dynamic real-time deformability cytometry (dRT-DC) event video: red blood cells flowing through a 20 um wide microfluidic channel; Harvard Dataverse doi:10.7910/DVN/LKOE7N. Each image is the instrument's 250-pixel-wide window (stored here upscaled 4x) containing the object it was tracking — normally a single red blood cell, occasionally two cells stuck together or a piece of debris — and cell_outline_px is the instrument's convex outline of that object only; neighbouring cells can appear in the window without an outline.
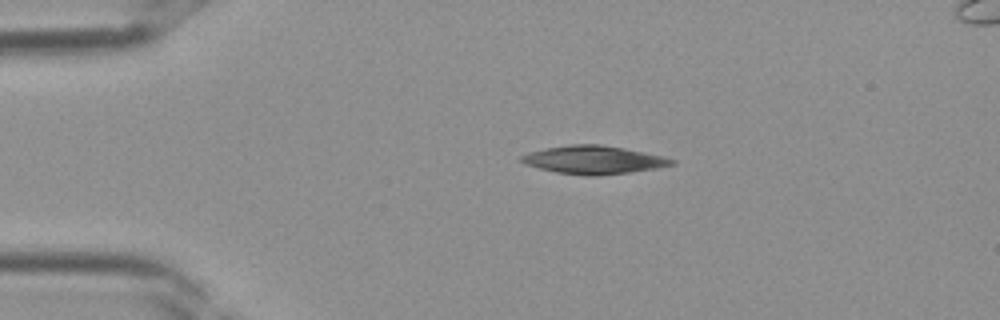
{"species": "Egyptian fruit bat (a non-hibernating species)", "species_latin": "Rousettus aegyptiacus", "temperature_condition": "room temperature", "stored_images_in_passage": 30, "camera_frame_rate_fps": 3000, "um_per_image_px": 0.085, "frame": {"image": 1, "passage_image": 1, "time_ms": 0.0, "image_size_px": [1000, 320], "cell_outline_px": [[676, 164], [656, 168], [628, 172], [596, 176], [584, 176], [556, 172], [524, 164], [520, 160], [520, 156], [528, 152], [544, 148], [568, 144], [600, 144], [624, 148], [644, 152], [676, 160]], "centroid_in_image_um": [50.42, 13.58], "position_along_channel_um": 34.6, "area_um2": 24.68}}
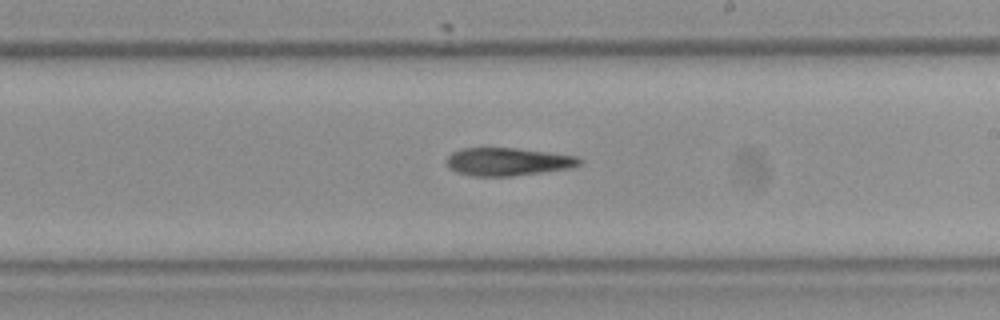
{"frame": {"image": 2, "passage_image": 15, "time_ms": 4.667, "image_size_px": [1000, 320], "cell_outline_px": [[584, 160], [580, 164], [572, 168], [512, 176], [472, 176], [456, 172], [448, 168], [444, 160], [452, 152], [464, 148], [516, 148], [548, 152], [576, 156]], "centroid_in_image_um": [43.14, 13.75], "position_along_channel_um": 245.9, "area_um2": 21.79}}
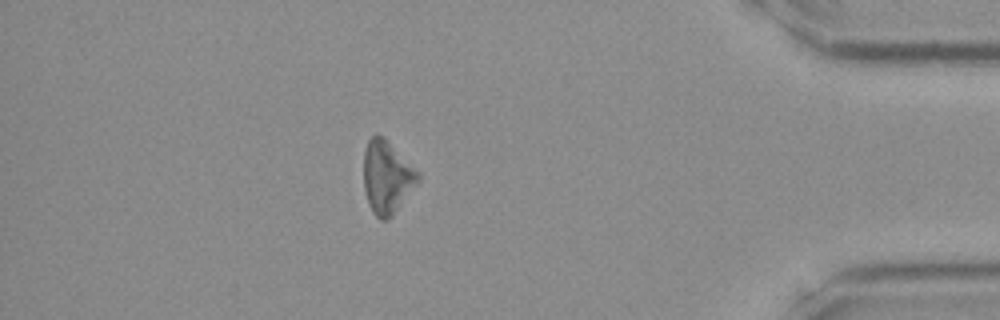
{"frame": {"image": 3, "passage_image": 26, "time_ms": 8.333, "image_size_px": [1000, 320], "cell_outline_px": [[420, 180], [392, 216], [388, 220], [380, 220], [372, 212], [368, 204], [364, 188], [364, 152], [368, 140], [376, 132], [384, 136], [420, 172]], "centroid_in_image_um": [32.89, 15.04], "position_along_channel_um": 402.3, "area_um2": 23.35}}